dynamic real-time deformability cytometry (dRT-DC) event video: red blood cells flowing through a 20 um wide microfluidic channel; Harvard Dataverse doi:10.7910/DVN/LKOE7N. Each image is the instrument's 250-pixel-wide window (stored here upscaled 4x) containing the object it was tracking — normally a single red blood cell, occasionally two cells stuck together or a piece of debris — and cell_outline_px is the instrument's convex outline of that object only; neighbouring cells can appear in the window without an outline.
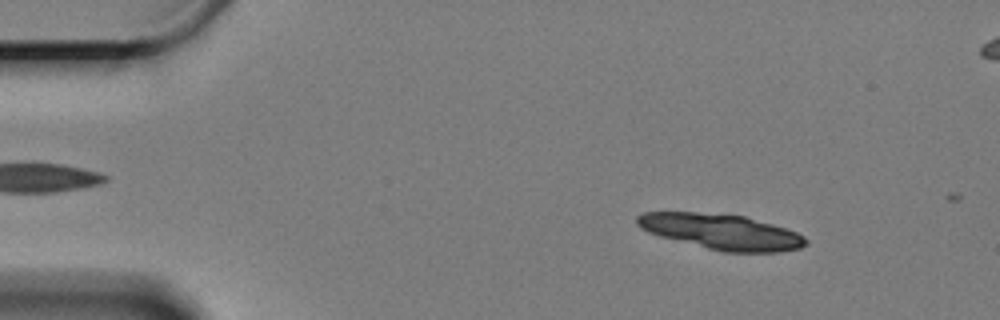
{"species": "Egyptian fruit bat (a non-hibernating species)", "species_latin": "Rousettus aegyptiacus", "temperature_condition": "cold", "stored_images_in_passage": 13, "camera_frame_rate_fps": 3000, "um_per_image_px": 0.085, "animal": {"sex": "female"}, "frame": {"image": 1, "passage_image": 7, "time_ms": 2.0, "image_size_px": [1000, 320], "cell_outline_px": [[808, 244], [800, 248], [780, 252], [724, 252], [660, 236], [648, 232], [640, 228], [636, 224], [636, 216], [644, 212], [696, 212], [744, 216], [772, 224], [796, 232], [804, 236], [808, 240]], "centroid_in_image_um": [61.31, 19.7], "position_along_channel_um": 23.7, "area_um2": 34.56}}